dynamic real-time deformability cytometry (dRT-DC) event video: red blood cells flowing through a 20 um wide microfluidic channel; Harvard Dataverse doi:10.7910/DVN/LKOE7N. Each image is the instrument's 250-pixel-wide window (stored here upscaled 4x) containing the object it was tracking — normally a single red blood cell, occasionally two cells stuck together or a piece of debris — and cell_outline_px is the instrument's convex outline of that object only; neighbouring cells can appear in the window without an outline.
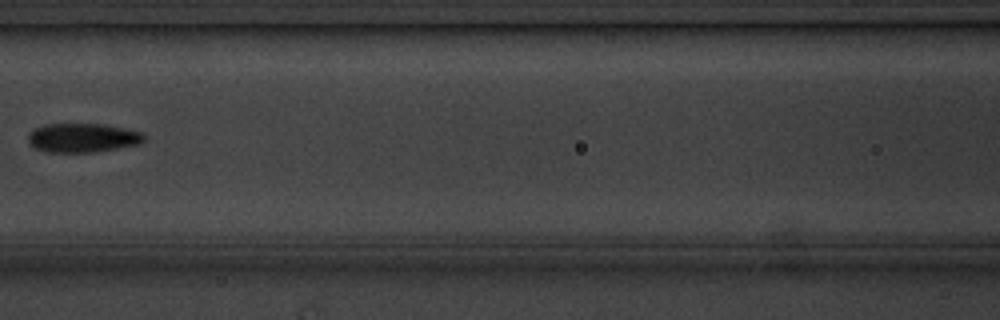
{"species": "common noctule bat (a hibernating species)", "species_latin": "Nyctalus noctula", "temperature_condition": "cold", "stored_images_in_passage": 10, "camera_frame_rate_fps": 3000, "um_per_image_px": 0.085, "animal": {"sex": "male", "body_mass_g": 20.1, "forearm_length_mm": 53.5}, "frame": {"image": 1, "passage_image": 7, "time_ms": 8.0, "image_size_px": [1000, 320], "cell_outline_px": [[144, 140], [140, 144], [92, 152], [48, 152], [36, 148], [28, 140], [28, 136], [36, 128], [44, 124], [104, 124], [144, 132]], "centroid_in_image_um": [7.06, 11.7], "position_along_channel_um": 159.5, "area_um2": 19.42}}